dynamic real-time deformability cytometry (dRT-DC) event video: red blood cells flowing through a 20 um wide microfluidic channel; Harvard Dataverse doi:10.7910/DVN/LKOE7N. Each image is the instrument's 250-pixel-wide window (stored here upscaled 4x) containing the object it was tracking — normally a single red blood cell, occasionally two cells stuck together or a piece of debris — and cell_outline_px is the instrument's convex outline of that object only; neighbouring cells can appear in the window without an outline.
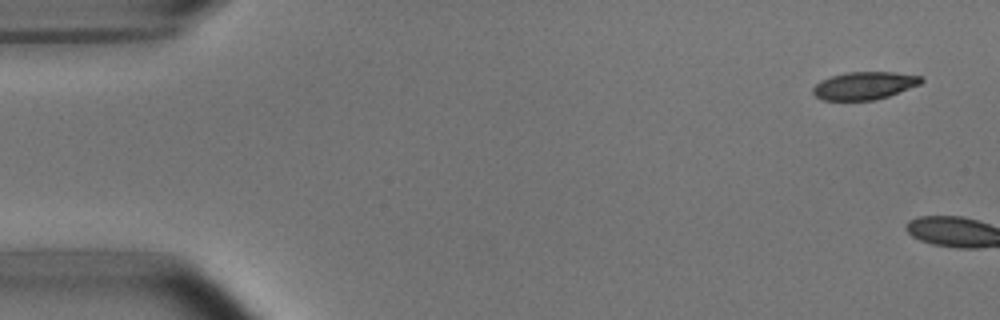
{"species": "common noctule bat (a hibernating species)", "species_latin": "Nyctalus noctula", "temperature_condition": "room temperature", "stored_images_in_passage": 2, "camera_frame_rate_fps": 3000, "um_per_image_px": 0.085, "animal": {"sex": "male", "body_mass_g": 15.6}, "frame": {"image": 1, "passage_image": 1, "time_ms": 0.0, "image_size_px": [1000, 320], "cell_outline_px": [[924, 80], [920, 84], [888, 96], [876, 100], [820, 100], [812, 92], [812, 88], [820, 80], [832, 76], [848, 72], [896, 72], [920, 76]], "centroid_in_image_um": [73.45, 7.28], "position_along_channel_um": 11.6, "area_um2": 17.46}}